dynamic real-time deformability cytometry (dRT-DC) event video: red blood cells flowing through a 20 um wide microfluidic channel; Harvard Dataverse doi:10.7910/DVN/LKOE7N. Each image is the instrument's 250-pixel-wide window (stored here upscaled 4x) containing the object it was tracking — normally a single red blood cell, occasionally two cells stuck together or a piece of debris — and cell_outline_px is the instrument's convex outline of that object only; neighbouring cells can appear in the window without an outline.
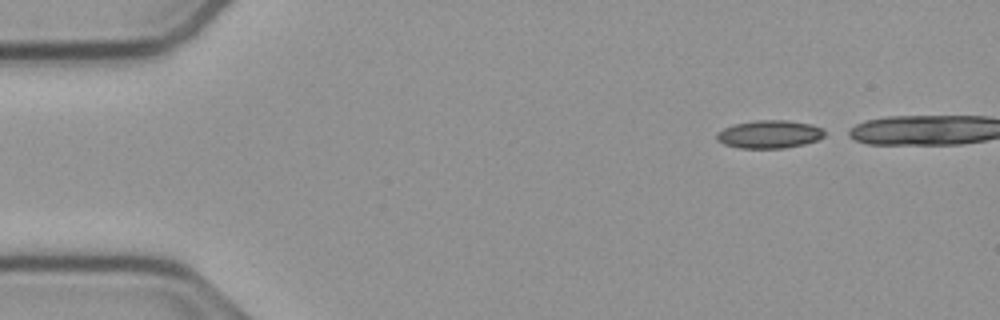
{"species": "common noctule bat (a hibernating species)", "species_latin": "Nyctalus noctula", "temperature_condition": "cold", "stored_images_in_passage": 38, "camera_frame_rate_fps": 3000, "um_per_image_px": 0.085, "animal": {"sex": "male", "body_mass_g": 23.1, "forearm_length_mm": 52.7}, "frame": {"image": 1, "passage_image": 1, "time_ms": 0.0, "image_size_px": [1000, 320], "cell_outline_px": [[824, 136], [816, 140], [804, 144], [784, 148], [740, 148], [724, 144], [716, 140], [716, 132], [732, 124], [756, 120], [784, 120], [812, 124], [824, 128]], "centroid_in_image_um": [65.38, 11.4], "position_along_channel_um": 19.6, "area_um2": 17.69}}
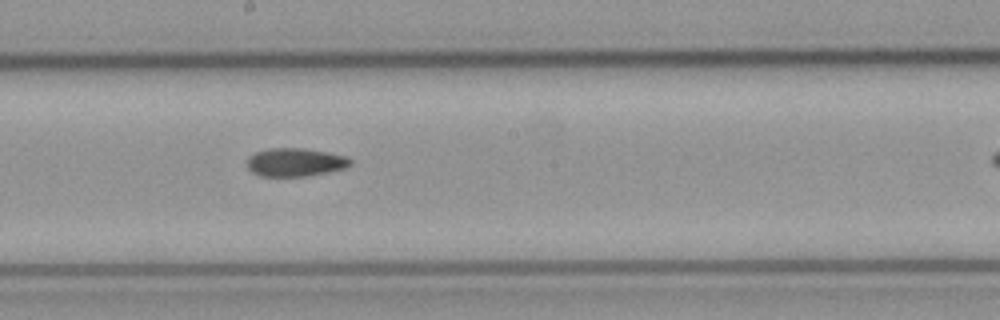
{"frame": {"image": 2, "passage_image": 24, "time_ms": 7.667, "image_size_px": [1000, 320], "cell_outline_px": [[352, 164], [344, 168], [328, 172], [308, 176], [260, 176], [252, 172], [248, 168], [248, 156], [256, 152], [268, 148], [304, 148], [344, 156], [352, 160]], "centroid_in_image_um": [25.07, 13.79], "position_along_channel_um": 223.1, "area_um2": 16.94}}
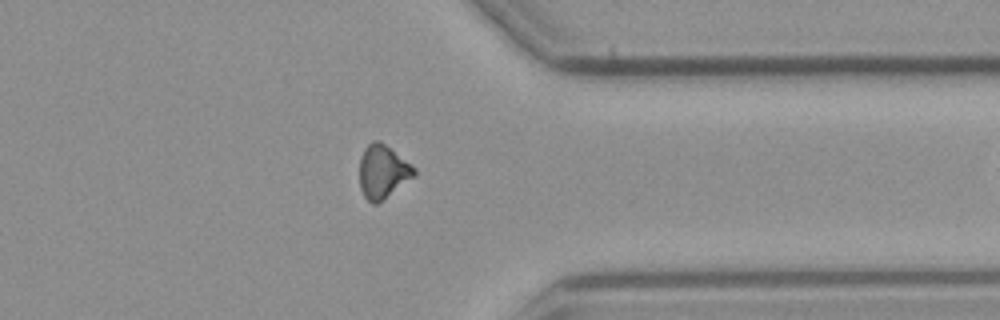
{"frame": {"image": 3, "passage_image": 37, "time_ms": 12.0, "image_size_px": [1000, 320], "cell_outline_px": [[416, 176], [376, 204], [372, 204], [364, 196], [360, 188], [360, 156], [364, 148], [372, 140], [380, 140], [412, 164], [416, 168]], "centroid_in_image_um": [32.54, 14.57], "position_along_channel_um": 378.9, "area_um2": 17.17}}